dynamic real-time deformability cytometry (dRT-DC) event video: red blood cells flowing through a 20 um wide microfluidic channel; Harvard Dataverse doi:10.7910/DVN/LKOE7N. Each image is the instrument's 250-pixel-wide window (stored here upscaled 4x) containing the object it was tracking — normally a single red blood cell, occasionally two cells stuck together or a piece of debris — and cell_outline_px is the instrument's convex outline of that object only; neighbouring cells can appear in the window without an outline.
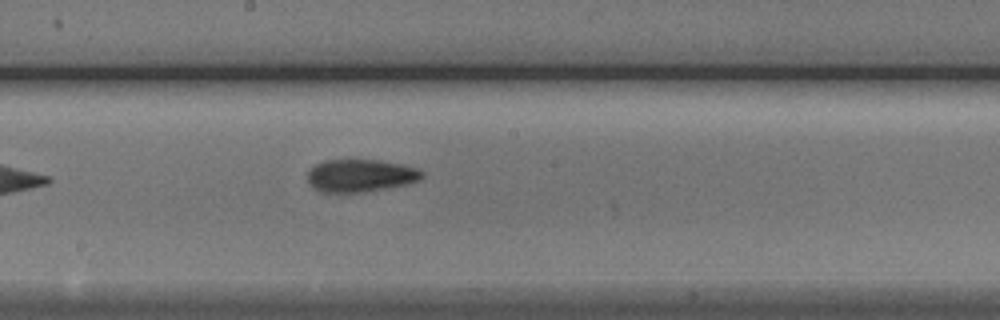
{"species": "Egyptian fruit bat (a non-hibernating species)", "species_latin": "Rousettus aegyptiacus", "temperature_condition": "cold", "stored_images_in_passage": 6, "camera_frame_rate_fps": 3000, "um_per_image_px": 0.085, "animal": {"sex": "male"}, "frame": {"image": 1, "passage_image": 6, "time_ms": 6.0, "image_size_px": [1000, 320], "cell_outline_px": [[424, 176], [420, 180], [404, 184], [364, 192], [320, 192], [312, 188], [308, 180], [308, 172], [316, 164], [324, 160], [380, 160], [400, 164], [416, 168], [424, 172]], "centroid_in_image_um": [30.62, 14.92], "position_along_channel_um": 217.6, "area_um2": 21.62}}